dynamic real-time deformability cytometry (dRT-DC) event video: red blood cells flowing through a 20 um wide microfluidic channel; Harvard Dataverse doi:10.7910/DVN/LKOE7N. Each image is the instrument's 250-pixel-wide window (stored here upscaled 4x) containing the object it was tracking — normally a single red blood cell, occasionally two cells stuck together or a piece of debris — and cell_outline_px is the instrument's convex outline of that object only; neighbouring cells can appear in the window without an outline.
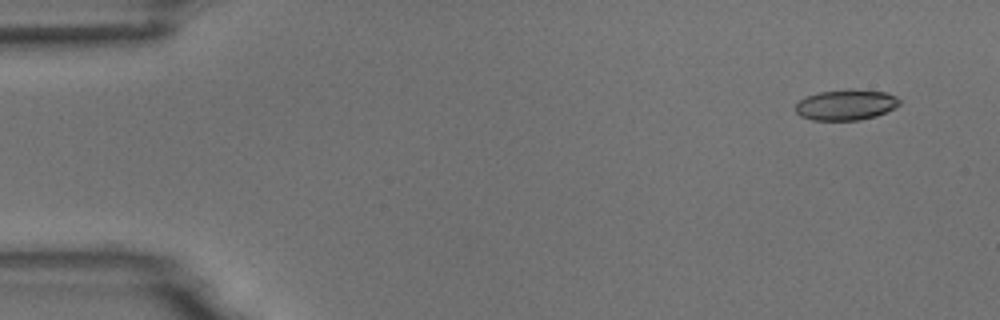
{"species": "common noctule bat (a hibernating species)", "species_latin": "Nyctalus noctula", "temperature_condition": "room temperature", "stored_images_in_passage": 4, "camera_frame_rate_fps": 3000, "um_per_image_px": 0.085, "animal": {"sex": "male", "body_mass_g": 18.8}, "frame": {"image": 1, "passage_image": 1, "time_ms": 0.0, "image_size_px": [1000, 320], "cell_outline_px": [[900, 104], [876, 116], [860, 120], [812, 120], [800, 116], [796, 112], [796, 104], [800, 100], [808, 96], [820, 92], [884, 92], [896, 96], [900, 100]], "centroid_in_image_um": [71.87, 8.97], "position_along_channel_um": 13.1, "area_um2": 17.57}}